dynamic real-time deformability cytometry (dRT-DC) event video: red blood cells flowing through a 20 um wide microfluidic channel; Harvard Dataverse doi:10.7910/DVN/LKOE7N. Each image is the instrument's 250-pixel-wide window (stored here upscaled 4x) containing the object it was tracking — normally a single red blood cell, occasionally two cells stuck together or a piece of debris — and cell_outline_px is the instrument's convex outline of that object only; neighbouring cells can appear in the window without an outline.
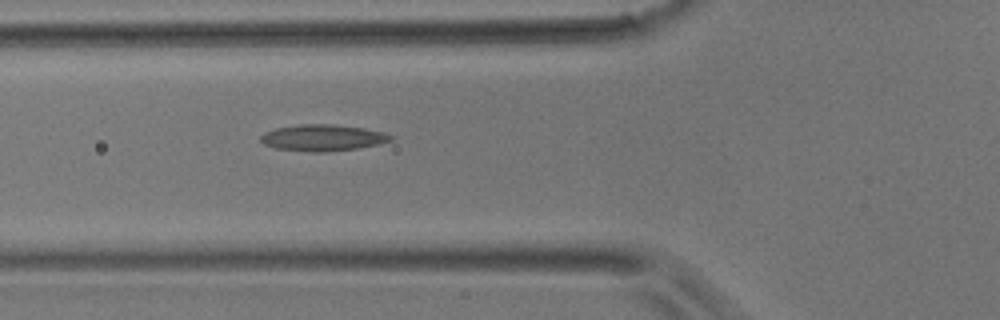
{"species": "common noctule bat (a hibernating species)", "species_latin": "Nyctalus noctula", "temperature_condition": "room temperature", "stored_images_in_passage": 6, "camera_frame_rate_fps": 3000, "um_per_image_px": 0.085, "animal": {"sex": "male", "body_mass_g": 17.9}, "frame": {"image": 1, "passage_image": 6, "time_ms": 1.667, "image_size_px": [1000, 320], "cell_outline_px": [[392, 140], [380, 144], [360, 148], [324, 152], [312, 152], [276, 148], [264, 144], [260, 140], [260, 136], [264, 132], [276, 128], [300, 124], [332, 124], [364, 128], [384, 132], [392, 136]], "centroid_in_image_um": [27.44, 11.71], "position_along_channel_um": 98.4, "area_um2": 20.06}}